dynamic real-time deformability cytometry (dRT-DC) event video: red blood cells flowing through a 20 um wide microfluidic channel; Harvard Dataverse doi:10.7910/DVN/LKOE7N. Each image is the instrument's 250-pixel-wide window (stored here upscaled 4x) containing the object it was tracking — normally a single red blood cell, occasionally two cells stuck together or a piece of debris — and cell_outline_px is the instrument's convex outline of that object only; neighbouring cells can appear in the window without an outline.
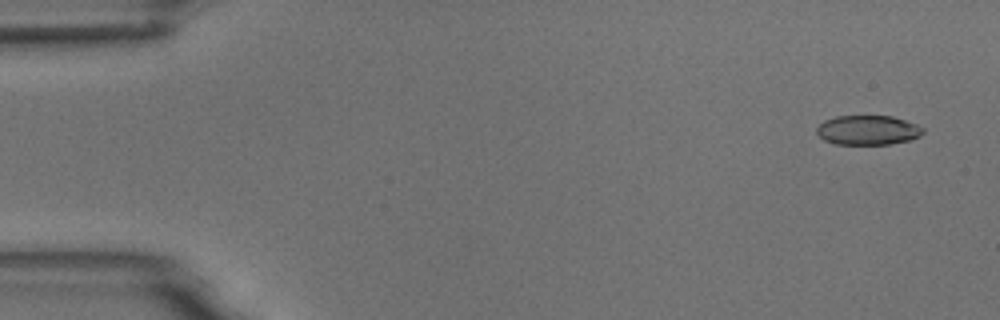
{"species": "common noctule bat (a hibernating species)", "species_latin": "Nyctalus noctula", "temperature_condition": "room temperature", "stored_images_in_passage": 5, "camera_frame_rate_fps": 3000, "um_per_image_px": 0.085, "animal": {"sex": "male", "body_mass_g": 18.8}, "frame": {"image": 1, "passage_image": 1, "time_ms": 0.0, "image_size_px": [1000, 320], "cell_outline_px": [[924, 132], [920, 136], [912, 140], [888, 144], [836, 144], [824, 140], [816, 132], [816, 128], [824, 120], [836, 116], [892, 116], [916, 124], [924, 128]], "centroid_in_image_um": [73.78, 11.06], "position_along_channel_um": 11.2, "area_um2": 18.32}}
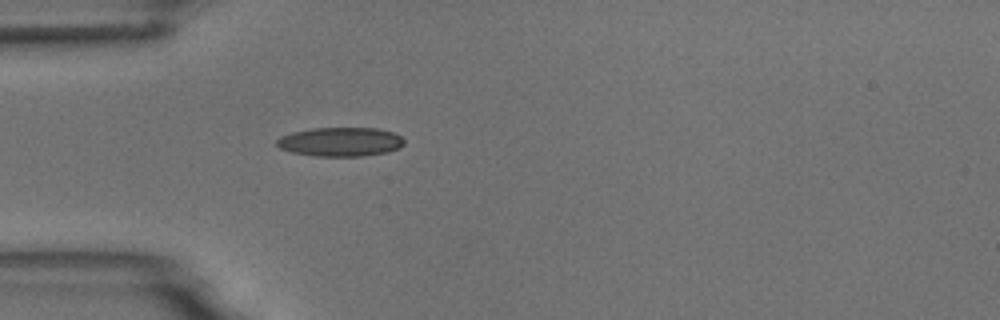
{"frame": {"image": 2, "passage_image": 5, "time_ms": 4.333, "image_size_px": [1000, 320], "cell_outline_px": [[404, 144], [400, 148], [388, 152], [364, 156], [316, 156], [292, 152], [280, 148], [276, 144], [276, 140], [280, 136], [292, 132], [312, 128], [376, 128], [392, 132], [400, 136], [404, 140]], "centroid_in_image_um": [28.94, 12.05], "position_along_channel_um": 56.1, "area_um2": 21.62}}